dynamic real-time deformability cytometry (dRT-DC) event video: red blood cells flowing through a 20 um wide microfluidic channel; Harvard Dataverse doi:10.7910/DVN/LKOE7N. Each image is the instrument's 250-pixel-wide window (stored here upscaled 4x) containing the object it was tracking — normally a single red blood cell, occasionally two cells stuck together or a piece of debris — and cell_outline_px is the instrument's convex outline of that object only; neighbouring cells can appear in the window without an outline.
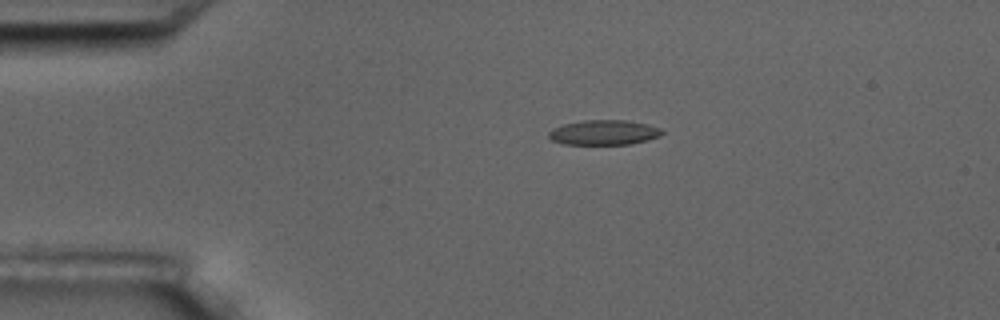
{"species": "common noctule bat (a hibernating species)", "species_latin": "Nyctalus noctula", "temperature_condition": "room temperature", "stored_images_in_passage": 45, "camera_frame_rate_fps": 3000, "um_per_image_px": 0.085, "animal": {"sex": "male", "body_mass_g": 17.5, "forearm_length_mm": 52.3}, "frame": {"image": 1, "passage_image": 1, "time_ms": 0.0, "image_size_px": [1000, 320], "cell_outline_px": [[664, 132], [660, 136], [648, 140], [632, 144], [564, 144], [552, 140], [548, 136], [548, 132], [552, 128], [564, 124], [584, 120], [624, 120], [644, 124], [660, 128]], "centroid_in_image_um": [51.31, 11.26], "position_along_channel_um": 33.7, "area_um2": 16.36}}
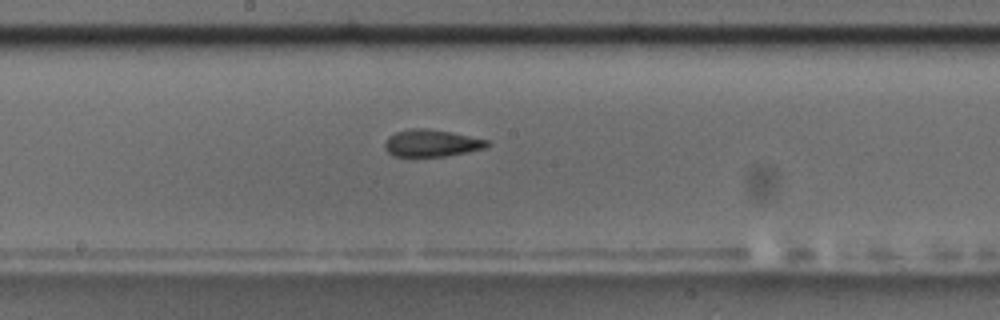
{"frame": {"image": 2, "passage_image": 19, "time_ms": 6.0, "image_size_px": [1000, 320], "cell_outline_px": [[488, 144], [484, 148], [444, 156], [392, 156], [384, 148], [384, 144], [388, 136], [396, 132], [412, 128], [428, 128], [452, 132], [488, 140]], "centroid_in_image_um": [36.62, 12.15], "position_along_channel_um": 211.6, "area_um2": 16.01}}
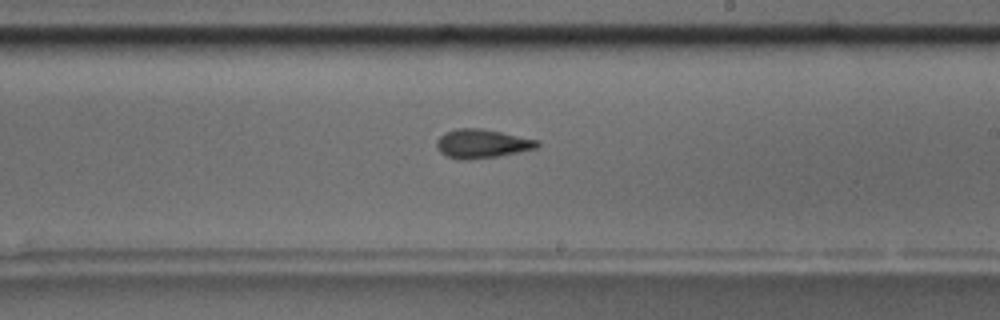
{"frame": {"image": 3, "passage_image": 22, "time_ms": 7.0, "image_size_px": [1000, 320], "cell_outline_px": [[540, 144], [536, 148], [496, 156], [464, 160], [460, 160], [444, 156], [436, 148], [436, 140], [444, 132], [456, 128], [480, 128], [540, 140]], "centroid_in_image_um": [40.91, 12.2], "position_along_channel_um": 248.1, "area_um2": 16.94}, "authors_computed_cell_mechanics": {"area_um2": 16.4152, "velocity_mm_per_s": 3.663, "shape_relaxation_time_tau1_ms": null, "shape_relaxation_time_tau2_ms": 5.8233, "deformation_change_tau1": null, "deformation_change_tau2": 0.1348}}